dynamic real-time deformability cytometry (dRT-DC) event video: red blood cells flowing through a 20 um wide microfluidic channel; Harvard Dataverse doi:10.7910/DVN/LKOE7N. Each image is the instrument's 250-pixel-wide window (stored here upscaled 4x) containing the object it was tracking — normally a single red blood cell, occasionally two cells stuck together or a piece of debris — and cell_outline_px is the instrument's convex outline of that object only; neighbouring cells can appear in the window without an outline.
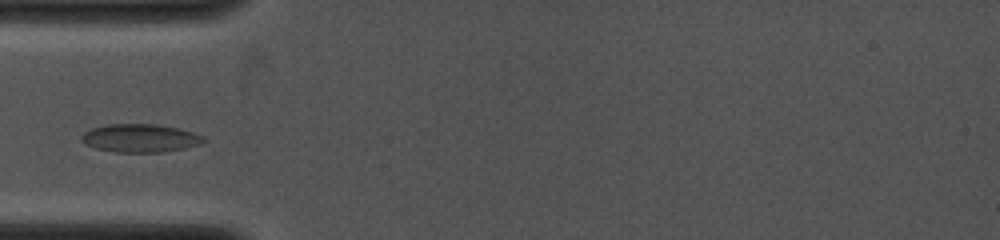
{"species": "common noctule bat (a hibernating species)", "species_latin": "Nyctalus noctula", "temperature_condition": "cold", "stored_images_in_passage": 4, "camera_frame_rate_fps": 4000, "um_per_image_px": 0.085, "animal": {"sex": "female", "body_mass_g": 19.0, "forearm_length_mm": 53.3}, "frame": {"image": 1, "passage_image": 3, "time_ms": 2.0, "image_size_px": [1000, 240], "cell_outline_px": [[208, 140], [200, 144], [184, 148], [164, 152], [116, 152], [96, 148], [80, 140], [80, 136], [84, 132], [92, 128], [108, 124], [156, 124], [176, 128], [192, 132], [204, 136]], "centroid_in_image_um": [11.93, 11.74], "position_along_channel_um": 73.1, "area_um2": 20.0}}
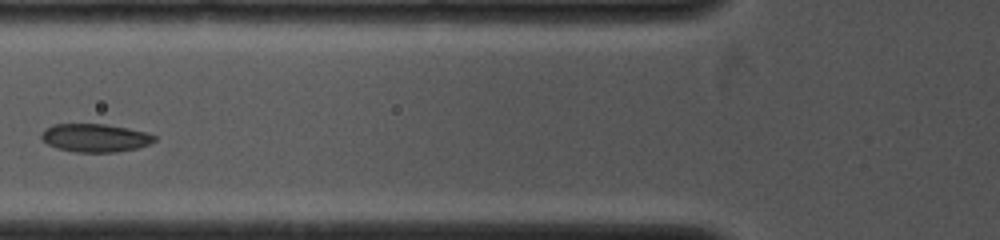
{"frame": {"image": 2, "passage_image": 4, "time_ms": 3.0, "image_size_px": [1000, 240], "cell_outline_px": [[156, 140], [148, 144], [136, 148], [116, 152], [76, 152], [56, 148], [40, 140], [40, 132], [52, 124], [104, 124], [128, 128], [144, 132], [156, 136]], "centroid_in_image_um": [8.02, 11.71], "position_along_channel_um": 117.8, "area_um2": 18.61}}